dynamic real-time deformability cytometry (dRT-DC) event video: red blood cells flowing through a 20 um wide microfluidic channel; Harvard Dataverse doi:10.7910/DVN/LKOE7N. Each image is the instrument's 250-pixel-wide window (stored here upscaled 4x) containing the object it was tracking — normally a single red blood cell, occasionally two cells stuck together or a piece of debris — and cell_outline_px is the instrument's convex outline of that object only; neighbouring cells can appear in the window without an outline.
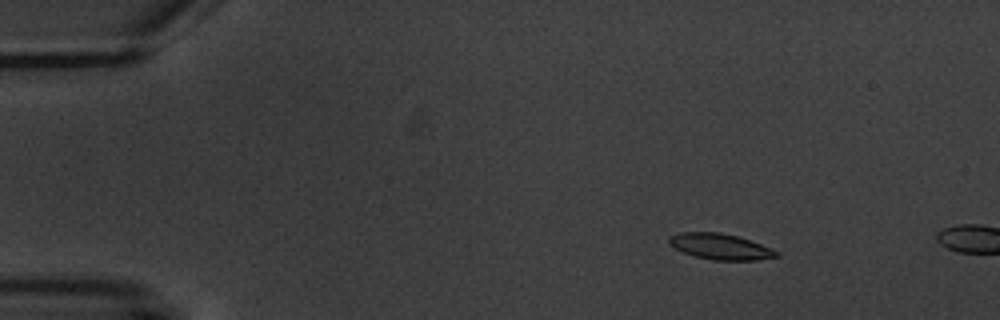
{"species": "common noctule bat (a hibernating species)", "species_latin": "Nyctalus noctula", "temperature_condition": "warm", "stored_images_in_passage": 3, "camera_frame_rate_fps": 3000, "um_per_image_px": 0.085, "animal": {"sex": "male", "body_mass_g": 20.1, "forearm_length_mm": 53.5}, "frame": {"image": 1, "passage_image": 2, "time_ms": 1.333, "image_size_px": [1000, 320], "cell_outline_px": [[780, 256], [756, 260], [712, 260], [696, 256], [684, 252], [668, 244], [668, 236], [680, 232], [720, 232], [736, 236], [772, 248], [780, 252]], "centroid_in_image_um": [61.23, 20.95], "position_along_channel_um": 23.8, "area_um2": 16.13}}